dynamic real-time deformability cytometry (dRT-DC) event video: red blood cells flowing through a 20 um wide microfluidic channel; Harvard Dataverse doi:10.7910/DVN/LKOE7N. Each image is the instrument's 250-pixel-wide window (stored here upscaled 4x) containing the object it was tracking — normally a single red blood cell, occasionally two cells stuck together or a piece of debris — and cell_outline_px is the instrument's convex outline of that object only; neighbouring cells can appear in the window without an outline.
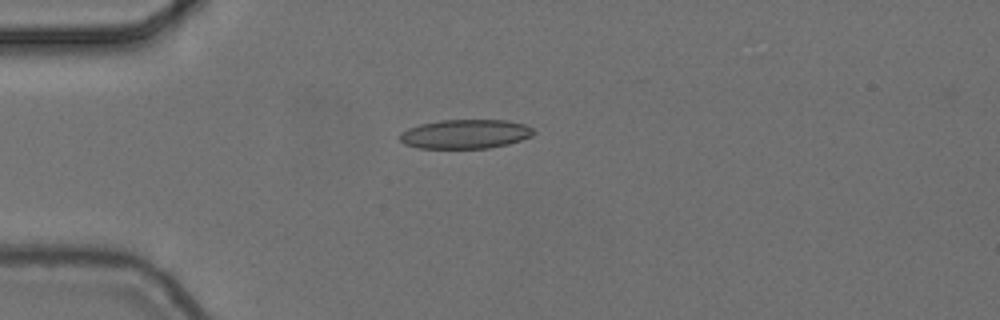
{"species": "common noctule bat (a hibernating species)", "species_latin": "Nyctalus noctula", "temperature_condition": "cold", "stored_images_in_passage": 6, "camera_frame_rate_fps": 3000, "um_per_image_px": 0.085, "animal": {"sex": "female", "body_mass_g": 24.6, "forearm_length_mm": 56.2}, "frame": {"image": 1, "passage_image": 1, "time_ms": 0.0, "image_size_px": [1000, 320], "cell_outline_px": [[536, 132], [532, 136], [508, 144], [488, 148], [420, 148], [404, 144], [400, 140], [400, 132], [408, 128], [420, 124], [440, 120], [508, 120], [524, 124], [532, 128]], "centroid_in_image_um": [39.55, 11.39], "position_along_channel_um": 45.4, "area_um2": 22.77}}
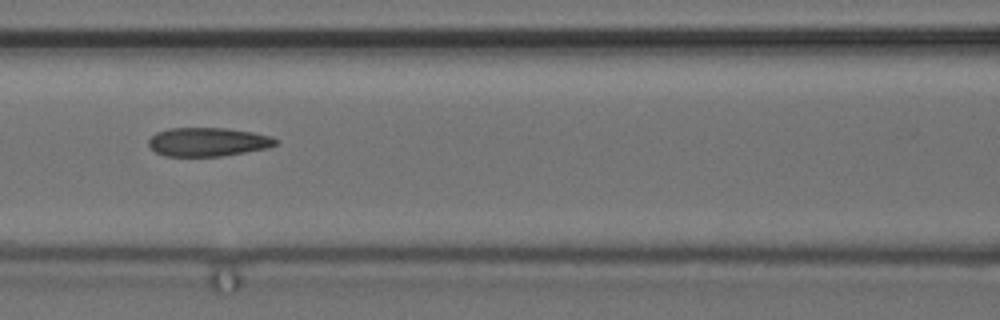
{"frame": {"image": 2, "passage_image": 4, "time_ms": 1.0, "image_size_px": [1000, 320], "cell_outline_px": [[280, 140], [276, 144], [268, 148], [220, 156], [164, 156], [156, 152], [148, 144], [148, 140], [156, 132], [168, 128], [228, 128], [252, 132], [272, 136]], "centroid_in_image_um": [17.68, 12.05], "position_along_channel_um": 148.9, "area_um2": 21.33}}
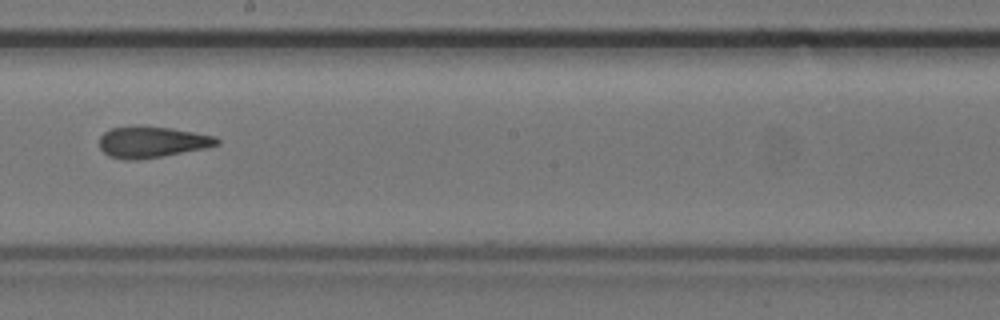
{"frame": {"image": 3, "passage_image": 6, "time_ms": 1.667, "image_size_px": [1000, 320], "cell_outline_px": [[220, 144], [204, 148], [160, 156], [136, 160], [124, 160], [108, 156], [100, 148], [100, 136], [104, 132], [112, 128], [172, 128], [216, 136], [220, 140]], "centroid_in_image_um": [12.93, 12.1], "position_along_channel_um": 235.3, "area_um2": 20.69}}